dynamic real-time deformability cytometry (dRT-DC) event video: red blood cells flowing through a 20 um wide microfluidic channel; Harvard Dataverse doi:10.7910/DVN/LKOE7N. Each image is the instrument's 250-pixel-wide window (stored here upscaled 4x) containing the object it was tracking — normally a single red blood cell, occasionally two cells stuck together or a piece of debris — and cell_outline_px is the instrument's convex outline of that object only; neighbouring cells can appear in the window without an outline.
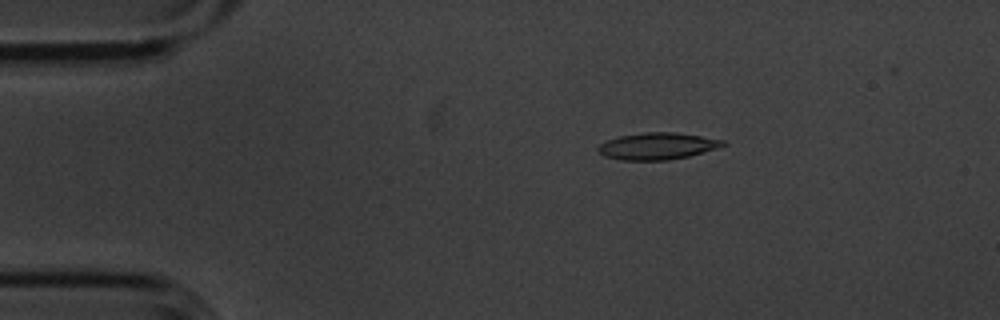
{"species": "common noctule bat (a hibernating species)", "species_latin": "Nyctalus noctula", "temperature_condition": "cold", "stored_images_in_passage": 9, "camera_frame_rate_fps": 3000, "um_per_image_px": 0.085, "animal": {"sex": "male", "body_mass_g": 20.1, "forearm_length_mm": 53.5}, "frame": {"image": 1, "passage_image": 3, "time_ms": 0.667, "image_size_px": [1000, 320], "cell_outline_px": [[728, 144], [716, 148], [688, 156], [668, 160], [620, 160], [604, 156], [596, 148], [600, 144], [608, 140], [620, 136], [644, 132], [676, 132], [724, 140]], "centroid_in_image_um": [55.87, 12.42], "position_along_channel_um": 29.1, "area_um2": 19.36}}
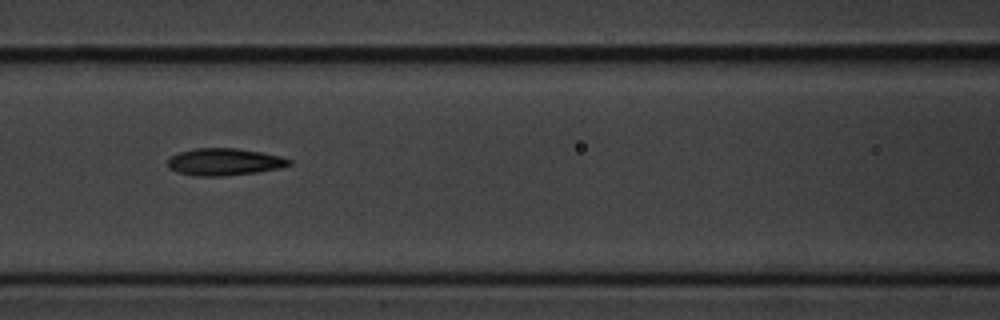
{"frame": {"image": 2, "passage_image": 7, "time_ms": 2.0, "image_size_px": [1000, 320], "cell_outline_px": [[292, 164], [280, 168], [256, 172], [224, 176], [196, 176], [176, 172], [168, 168], [168, 156], [180, 152], [196, 148], [236, 148], [260, 152], [280, 156], [292, 160]], "centroid_in_image_um": [19.04, 13.76], "position_along_channel_um": 147.6, "area_um2": 19.25}}
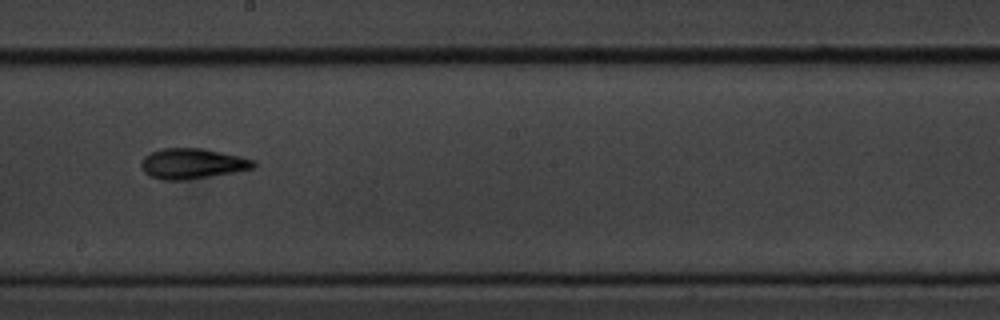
{"frame": {"image": 3, "passage_image": 9, "time_ms": 2.667, "image_size_px": [1000, 320], "cell_outline_px": [[256, 164], [252, 168], [236, 172], [184, 180], [160, 180], [144, 172], [140, 164], [144, 156], [160, 148], [204, 148], [240, 156], [256, 160]], "centroid_in_image_um": [16.35, 13.9], "position_along_channel_um": 231.9, "area_um2": 19.94}}